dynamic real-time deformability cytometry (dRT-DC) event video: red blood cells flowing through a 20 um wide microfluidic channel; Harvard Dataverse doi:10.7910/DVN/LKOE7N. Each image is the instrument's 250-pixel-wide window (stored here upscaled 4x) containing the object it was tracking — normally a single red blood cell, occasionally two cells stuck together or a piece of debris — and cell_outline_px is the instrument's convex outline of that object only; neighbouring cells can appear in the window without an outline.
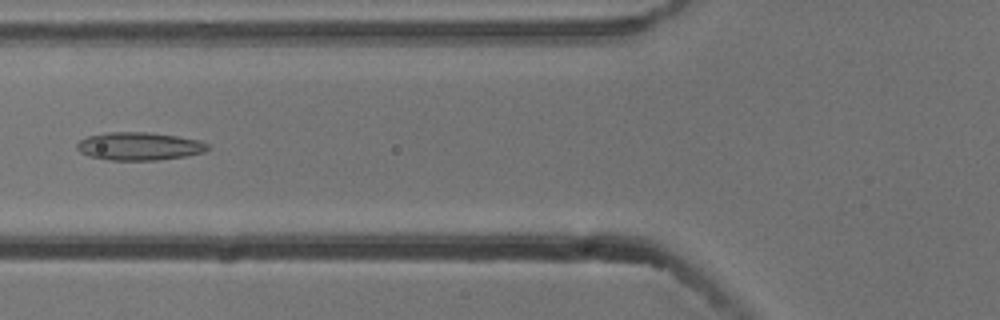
{"species": "common noctule bat (a hibernating species)", "species_latin": "Nyctalus noctula", "temperature_condition": "cold", "stored_images_in_passage": 7, "camera_frame_rate_fps": 3000, "um_per_image_px": 0.085, "animal": {"sex": "male", "body_mass_g": 13.3}, "frame": {"image": 1, "passage_image": 6, "time_ms": 1.667, "image_size_px": [1000, 320], "cell_outline_px": [[208, 148], [204, 152], [184, 156], [156, 160], [108, 160], [88, 156], [80, 152], [76, 148], [76, 144], [80, 140], [88, 136], [108, 132], [148, 132], [176, 136], [200, 140], [208, 144]], "centroid_in_image_um": [11.8, 12.43], "position_along_channel_um": 114.0, "area_um2": 21.27}}
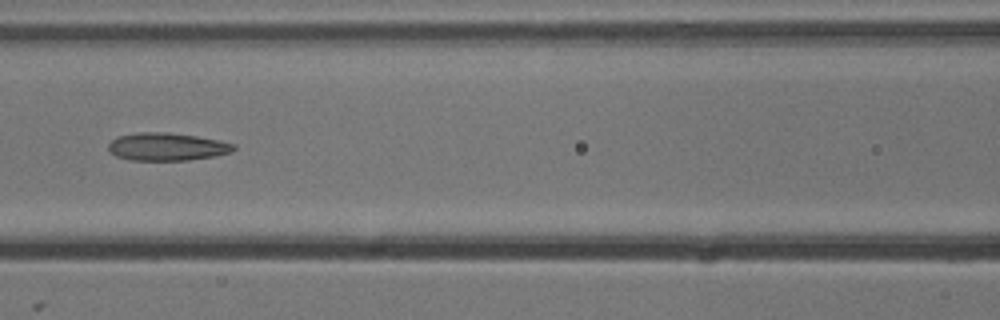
{"frame": {"image": 2, "passage_image": 7, "time_ms": 2.0, "image_size_px": [1000, 320], "cell_outline_px": [[236, 148], [232, 152], [216, 156], [188, 160], [128, 160], [116, 156], [108, 148], [108, 144], [116, 136], [136, 132], [168, 132], [196, 136], [236, 144]], "centroid_in_image_um": [14.18, 12.47], "position_along_channel_um": 152.4, "area_um2": 20.4}}